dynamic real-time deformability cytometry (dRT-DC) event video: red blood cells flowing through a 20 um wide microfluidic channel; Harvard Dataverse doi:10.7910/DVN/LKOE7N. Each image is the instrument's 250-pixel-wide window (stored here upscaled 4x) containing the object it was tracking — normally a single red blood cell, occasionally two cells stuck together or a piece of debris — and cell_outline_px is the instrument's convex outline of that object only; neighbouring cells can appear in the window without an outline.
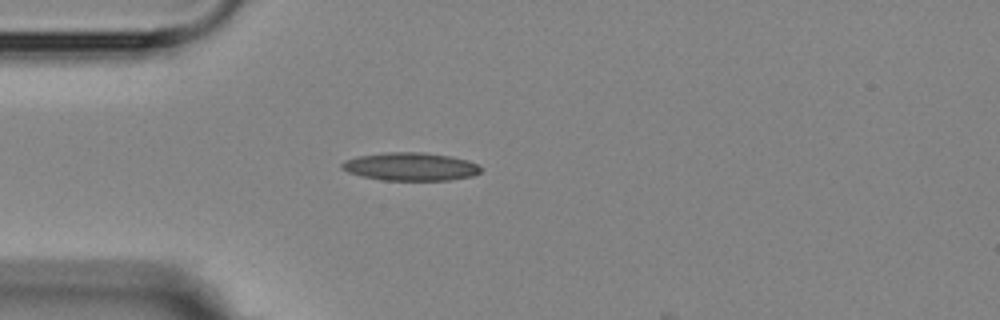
{"species": "Egyptian fruit bat (a non-hibernating species)", "species_latin": "Rousettus aegyptiacus", "temperature_condition": "room temperature", "stored_images_in_passage": 4, "camera_frame_rate_fps": 3000, "um_per_image_px": 0.085, "animal": {"sex": "female"}, "frame": {"image": 1, "passage_image": 3, "time_ms": 3.333, "image_size_px": [1000, 320], "cell_outline_px": [[480, 172], [472, 176], [448, 180], [380, 180], [360, 176], [348, 172], [340, 168], [340, 164], [344, 160], [360, 156], [388, 152], [424, 152], [452, 156], [468, 160], [476, 164], [480, 168]], "centroid_in_image_um": [34.86, 14.16], "position_along_channel_um": 50.1, "area_um2": 22.77}}